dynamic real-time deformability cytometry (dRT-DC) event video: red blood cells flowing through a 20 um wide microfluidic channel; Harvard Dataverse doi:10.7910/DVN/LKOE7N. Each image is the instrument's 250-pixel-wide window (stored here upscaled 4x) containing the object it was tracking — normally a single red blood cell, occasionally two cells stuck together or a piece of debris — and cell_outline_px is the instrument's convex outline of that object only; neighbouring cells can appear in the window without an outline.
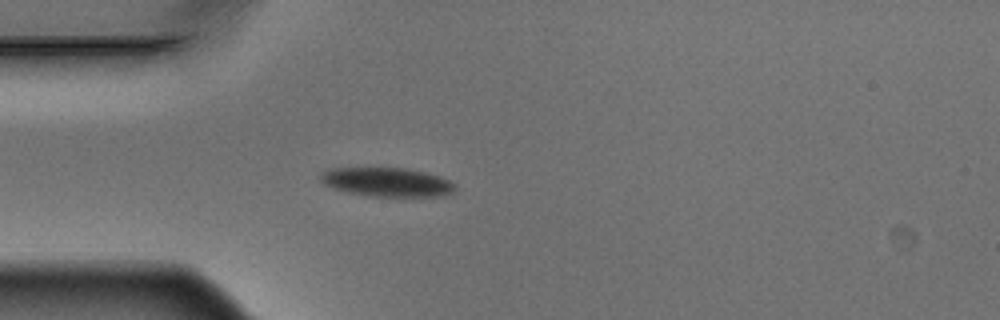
{"species": "Egyptian fruit bat (a non-hibernating species)", "species_latin": "Rousettus aegyptiacus", "temperature_condition": "warm", "stored_images_in_passage": 4, "camera_frame_rate_fps": 3000, "um_per_image_px": 0.085, "animal": {"sex": "male"}, "frame": {"image": 1, "passage_image": 4, "time_ms": 1.0, "image_size_px": [1000, 320], "cell_outline_px": [[456, 188], [452, 192], [444, 196], [368, 196], [348, 192], [324, 184], [320, 180], [320, 172], [328, 168], [408, 168], [424, 172], [448, 180], [456, 184]], "centroid_in_image_um": [32.87, 15.47], "position_along_channel_um": 52.1, "area_um2": 22.6}}